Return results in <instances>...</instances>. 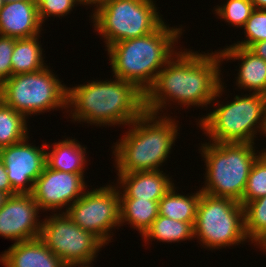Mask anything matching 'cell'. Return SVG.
<instances>
[{
  "label": "cell",
  "mask_w": 266,
  "mask_h": 267,
  "mask_svg": "<svg viewBox=\"0 0 266 267\" xmlns=\"http://www.w3.org/2000/svg\"><path fill=\"white\" fill-rule=\"evenodd\" d=\"M180 50L159 71L144 94L146 112L161 115L163 108L167 110L166 106H171V101L186 108L208 107L225 91L220 76L223 61L218 50L214 53L193 52L187 48L183 51L182 47Z\"/></svg>",
  "instance_id": "6da1fadb"
},
{
  "label": "cell",
  "mask_w": 266,
  "mask_h": 267,
  "mask_svg": "<svg viewBox=\"0 0 266 267\" xmlns=\"http://www.w3.org/2000/svg\"><path fill=\"white\" fill-rule=\"evenodd\" d=\"M73 122L108 127L129 125L144 112V93L115 77L68 87L67 113ZM71 114V115H70Z\"/></svg>",
  "instance_id": "7a4b0ae2"
},
{
  "label": "cell",
  "mask_w": 266,
  "mask_h": 267,
  "mask_svg": "<svg viewBox=\"0 0 266 267\" xmlns=\"http://www.w3.org/2000/svg\"><path fill=\"white\" fill-rule=\"evenodd\" d=\"M169 26L164 21L146 36L119 41L107 47L113 78L131 82L145 94L159 71L177 53L175 48L178 46L175 45L182 36V27Z\"/></svg>",
  "instance_id": "3957f363"
},
{
  "label": "cell",
  "mask_w": 266,
  "mask_h": 267,
  "mask_svg": "<svg viewBox=\"0 0 266 267\" xmlns=\"http://www.w3.org/2000/svg\"><path fill=\"white\" fill-rule=\"evenodd\" d=\"M164 114L158 116L145 111L112 145L117 174L160 170L175 145L180 129L179 121Z\"/></svg>",
  "instance_id": "277c9868"
},
{
  "label": "cell",
  "mask_w": 266,
  "mask_h": 267,
  "mask_svg": "<svg viewBox=\"0 0 266 267\" xmlns=\"http://www.w3.org/2000/svg\"><path fill=\"white\" fill-rule=\"evenodd\" d=\"M200 146L205 161V181L201 192L241 202L250 170L265 151L255 150L251 143H212Z\"/></svg>",
  "instance_id": "5b68a950"
},
{
  "label": "cell",
  "mask_w": 266,
  "mask_h": 267,
  "mask_svg": "<svg viewBox=\"0 0 266 267\" xmlns=\"http://www.w3.org/2000/svg\"><path fill=\"white\" fill-rule=\"evenodd\" d=\"M218 105L205 117H200L198 127L212 143H254L257 132L263 135L266 116V95L249 93L236 95L226 104Z\"/></svg>",
  "instance_id": "8992f818"
},
{
  "label": "cell",
  "mask_w": 266,
  "mask_h": 267,
  "mask_svg": "<svg viewBox=\"0 0 266 267\" xmlns=\"http://www.w3.org/2000/svg\"><path fill=\"white\" fill-rule=\"evenodd\" d=\"M155 4L154 0H100L90 18L109 47L154 32L164 22Z\"/></svg>",
  "instance_id": "52a82bcc"
},
{
  "label": "cell",
  "mask_w": 266,
  "mask_h": 267,
  "mask_svg": "<svg viewBox=\"0 0 266 267\" xmlns=\"http://www.w3.org/2000/svg\"><path fill=\"white\" fill-rule=\"evenodd\" d=\"M49 67L11 76L0 85V99L27 118L59 108L66 111L68 86Z\"/></svg>",
  "instance_id": "ba28073f"
},
{
  "label": "cell",
  "mask_w": 266,
  "mask_h": 267,
  "mask_svg": "<svg viewBox=\"0 0 266 267\" xmlns=\"http://www.w3.org/2000/svg\"><path fill=\"white\" fill-rule=\"evenodd\" d=\"M194 237L208 250L250 242L245 234L244 209L230 198L215 197L200 190Z\"/></svg>",
  "instance_id": "9c48e42d"
},
{
  "label": "cell",
  "mask_w": 266,
  "mask_h": 267,
  "mask_svg": "<svg viewBox=\"0 0 266 267\" xmlns=\"http://www.w3.org/2000/svg\"><path fill=\"white\" fill-rule=\"evenodd\" d=\"M51 214L42 219L40 238L46 246L66 265L94 261L105 245L76 225L65 211Z\"/></svg>",
  "instance_id": "30bf717a"
},
{
  "label": "cell",
  "mask_w": 266,
  "mask_h": 267,
  "mask_svg": "<svg viewBox=\"0 0 266 267\" xmlns=\"http://www.w3.org/2000/svg\"><path fill=\"white\" fill-rule=\"evenodd\" d=\"M92 189L85 191L65 213L76 225L107 245L112 240V229L120 227L119 189L110 183Z\"/></svg>",
  "instance_id": "8fae6325"
},
{
  "label": "cell",
  "mask_w": 266,
  "mask_h": 267,
  "mask_svg": "<svg viewBox=\"0 0 266 267\" xmlns=\"http://www.w3.org/2000/svg\"><path fill=\"white\" fill-rule=\"evenodd\" d=\"M84 174L53 170L45 165L41 175L35 180L32 197L42 211H65L86 191ZM57 210V211H56Z\"/></svg>",
  "instance_id": "7c38bea8"
},
{
  "label": "cell",
  "mask_w": 266,
  "mask_h": 267,
  "mask_svg": "<svg viewBox=\"0 0 266 267\" xmlns=\"http://www.w3.org/2000/svg\"><path fill=\"white\" fill-rule=\"evenodd\" d=\"M28 139L0 149L9 182L17 194L32 192L35 180L46 165V151L52 147L46 142L36 147Z\"/></svg>",
  "instance_id": "4fadbf2b"
},
{
  "label": "cell",
  "mask_w": 266,
  "mask_h": 267,
  "mask_svg": "<svg viewBox=\"0 0 266 267\" xmlns=\"http://www.w3.org/2000/svg\"><path fill=\"white\" fill-rule=\"evenodd\" d=\"M41 211L31 193L9 196L0 209V236L14 243L40 237Z\"/></svg>",
  "instance_id": "5bb4252c"
},
{
  "label": "cell",
  "mask_w": 266,
  "mask_h": 267,
  "mask_svg": "<svg viewBox=\"0 0 266 267\" xmlns=\"http://www.w3.org/2000/svg\"><path fill=\"white\" fill-rule=\"evenodd\" d=\"M119 198H139L159 201L173 186L174 182L161 170L139 171L117 174ZM122 188V190H121Z\"/></svg>",
  "instance_id": "9a60e30c"
},
{
  "label": "cell",
  "mask_w": 266,
  "mask_h": 267,
  "mask_svg": "<svg viewBox=\"0 0 266 267\" xmlns=\"http://www.w3.org/2000/svg\"><path fill=\"white\" fill-rule=\"evenodd\" d=\"M42 23L32 0L4 3L0 9V35L15 39L41 34Z\"/></svg>",
  "instance_id": "2e32d148"
},
{
  "label": "cell",
  "mask_w": 266,
  "mask_h": 267,
  "mask_svg": "<svg viewBox=\"0 0 266 267\" xmlns=\"http://www.w3.org/2000/svg\"><path fill=\"white\" fill-rule=\"evenodd\" d=\"M222 61L240 60L236 86L251 93L266 95V61L252 53L248 48L229 45L220 49Z\"/></svg>",
  "instance_id": "e0dca14e"
},
{
  "label": "cell",
  "mask_w": 266,
  "mask_h": 267,
  "mask_svg": "<svg viewBox=\"0 0 266 267\" xmlns=\"http://www.w3.org/2000/svg\"><path fill=\"white\" fill-rule=\"evenodd\" d=\"M4 267H65L66 264L57 257L38 237L13 243L8 250L0 254Z\"/></svg>",
  "instance_id": "ac0fdd59"
},
{
  "label": "cell",
  "mask_w": 266,
  "mask_h": 267,
  "mask_svg": "<svg viewBox=\"0 0 266 267\" xmlns=\"http://www.w3.org/2000/svg\"><path fill=\"white\" fill-rule=\"evenodd\" d=\"M51 151H46V165L68 173L84 174L87 165L86 147L76 139H64L52 144Z\"/></svg>",
  "instance_id": "d6986e66"
},
{
  "label": "cell",
  "mask_w": 266,
  "mask_h": 267,
  "mask_svg": "<svg viewBox=\"0 0 266 267\" xmlns=\"http://www.w3.org/2000/svg\"><path fill=\"white\" fill-rule=\"evenodd\" d=\"M159 201L139 198H119L120 226L130 224L140 236L151 226L159 215Z\"/></svg>",
  "instance_id": "ffe728a7"
},
{
  "label": "cell",
  "mask_w": 266,
  "mask_h": 267,
  "mask_svg": "<svg viewBox=\"0 0 266 267\" xmlns=\"http://www.w3.org/2000/svg\"><path fill=\"white\" fill-rule=\"evenodd\" d=\"M40 34L29 37L16 39L14 50L11 56L12 76L35 72L48 66L43 55L42 45L39 41ZM44 56V58H43Z\"/></svg>",
  "instance_id": "44dd1931"
},
{
  "label": "cell",
  "mask_w": 266,
  "mask_h": 267,
  "mask_svg": "<svg viewBox=\"0 0 266 267\" xmlns=\"http://www.w3.org/2000/svg\"><path fill=\"white\" fill-rule=\"evenodd\" d=\"M174 185L159 200V215L166 216L173 220L189 222L194 226L197 212V205L200 199V188L196 193L182 195L176 192Z\"/></svg>",
  "instance_id": "7402d4cb"
},
{
  "label": "cell",
  "mask_w": 266,
  "mask_h": 267,
  "mask_svg": "<svg viewBox=\"0 0 266 267\" xmlns=\"http://www.w3.org/2000/svg\"><path fill=\"white\" fill-rule=\"evenodd\" d=\"M141 237L144 239L143 242L145 241V244L152 240L162 243L189 241L195 238L194 226L189 222L173 220L166 216L158 215Z\"/></svg>",
  "instance_id": "603a6c76"
},
{
  "label": "cell",
  "mask_w": 266,
  "mask_h": 267,
  "mask_svg": "<svg viewBox=\"0 0 266 267\" xmlns=\"http://www.w3.org/2000/svg\"><path fill=\"white\" fill-rule=\"evenodd\" d=\"M28 118L0 99V149L29 137Z\"/></svg>",
  "instance_id": "cb8c5ba5"
},
{
  "label": "cell",
  "mask_w": 266,
  "mask_h": 267,
  "mask_svg": "<svg viewBox=\"0 0 266 267\" xmlns=\"http://www.w3.org/2000/svg\"><path fill=\"white\" fill-rule=\"evenodd\" d=\"M246 237L260 249L266 244V196L243 205Z\"/></svg>",
  "instance_id": "d4e9b609"
},
{
  "label": "cell",
  "mask_w": 266,
  "mask_h": 267,
  "mask_svg": "<svg viewBox=\"0 0 266 267\" xmlns=\"http://www.w3.org/2000/svg\"><path fill=\"white\" fill-rule=\"evenodd\" d=\"M254 10L250 0H226L220 6L216 5L214 14L229 25L242 29Z\"/></svg>",
  "instance_id": "484cf974"
},
{
  "label": "cell",
  "mask_w": 266,
  "mask_h": 267,
  "mask_svg": "<svg viewBox=\"0 0 266 267\" xmlns=\"http://www.w3.org/2000/svg\"><path fill=\"white\" fill-rule=\"evenodd\" d=\"M266 196V149L254 162L247 180L242 206L249 201Z\"/></svg>",
  "instance_id": "4316f807"
},
{
  "label": "cell",
  "mask_w": 266,
  "mask_h": 267,
  "mask_svg": "<svg viewBox=\"0 0 266 267\" xmlns=\"http://www.w3.org/2000/svg\"><path fill=\"white\" fill-rule=\"evenodd\" d=\"M243 29L246 39L237 41L233 46L249 48L256 42L266 41V9H255Z\"/></svg>",
  "instance_id": "83f0119b"
},
{
  "label": "cell",
  "mask_w": 266,
  "mask_h": 267,
  "mask_svg": "<svg viewBox=\"0 0 266 267\" xmlns=\"http://www.w3.org/2000/svg\"><path fill=\"white\" fill-rule=\"evenodd\" d=\"M79 4L85 5L82 0H46L38 7L40 22L43 25L48 17H64L73 11L74 6L76 7Z\"/></svg>",
  "instance_id": "f1b7e54d"
},
{
  "label": "cell",
  "mask_w": 266,
  "mask_h": 267,
  "mask_svg": "<svg viewBox=\"0 0 266 267\" xmlns=\"http://www.w3.org/2000/svg\"><path fill=\"white\" fill-rule=\"evenodd\" d=\"M15 38L0 35V85L12 76L11 56Z\"/></svg>",
  "instance_id": "f546056e"
},
{
  "label": "cell",
  "mask_w": 266,
  "mask_h": 267,
  "mask_svg": "<svg viewBox=\"0 0 266 267\" xmlns=\"http://www.w3.org/2000/svg\"><path fill=\"white\" fill-rule=\"evenodd\" d=\"M0 191L6 193L8 196L17 194L13 189L8 179V174L5 165L0 158Z\"/></svg>",
  "instance_id": "4dcf8cb0"
},
{
  "label": "cell",
  "mask_w": 266,
  "mask_h": 267,
  "mask_svg": "<svg viewBox=\"0 0 266 267\" xmlns=\"http://www.w3.org/2000/svg\"><path fill=\"white\" fill-rule=\"evenodd\" d=\"M248 49L256 56L266 61V41L256 42L252 44Z\"/></svg>",
  "instance_id": "1f68e13d"
},
{
  "label": "cell",
  "mask_w": 266,
  "mask_h": 267,
  "mask_svg": "<svg viewBox=\"0 0 266 267\" xmlns=\"http://www.w3.org/2000/svg\"><path fill=\"white\" fill-rule=\"evenodd\" d=\"M255 9H266V0H250Z\"/></svg>",
  "instance_id": "d6a6232c"
},
{
  "label": "cell",
  "mask_w": 266,
  "mask_h": 267,
  "mask_svg": "<svg viewBox=\"0 0 266 267\" xmlns=\"http://www.w3.org/2000/svg\"><path fill=\"white\" fill-rule=\"evenodd\" d=\"M93 261L91 262H82V263H73V264H68L65 267H91V264Z\"/></svg>",
  "instance_id": "836d02e7"
},
{
  "label": "cell",
  "mask_w": 266,
  "mask_h": 267,
  "mask_svg": "<svg viewBox=\"0 0 266 267\" xmlns=\"http://www.w3.org/2000/svg\"><path fill=\"white\" fill-rule=\"evenodd\" d=\"M8 197L9 196L6 193L0 191V209L3 207L5 201Z\"/></svg>",
  "instance_id": "e575fe53"
},
{
  "label": "cell",
  "mask_w": 266,
  "mask_h": 267,
  "mask_svg": "<svg viewBox=\"0 0 266 267\" xmlns=\"http://www.w3.org/2000/svg\"><path fill=\"white\" fill-rule=\"evenodd\" d=\"M85 3V6H93L96 2L100 1V0H82Z\"/></svg>",
  "instance_id": "d590c367"
},
{
  "label": "cell",
  "mask_w": 266,
  "mask_h": 267,
  "mask_svg": "<svg viewBox=\"0 0 266 267\" xmlns=\"http://www.w3.org/2000/svg\"><path fill=\"white\" fill-rule=\"evenodd\" d=\"M35 4H36V6H37V8L43 3V2H45L46 0H32Z\"/></svg>",
  "instance_id": "8d00e7d4"
},
{
  "label": "cell",
  "mask_w": 266,
  "mask_h": 267,
  "mask_svg": "<svg viewBox=\"0 0 266 267\" xmlns=\"http://www.w3.org/2000/svg\"><path fill=\"white\" fill-rule=\"evenodd\" d=\"M17 1H26V0H3L4 3L17 2Z\"/></svg>",
  "instance_id": "74e56055"
},
{
  "label": "cell",
  "mask_w": 266,
  "mask_h": 267,
  "mask_svg": "<svg viewBox=\"0 0 266 267\" xmlns=\"http://www.w3.org/2000/svg\"><path fill=\"white\" fill-rule=\"evenodd\" d=\"M263 135H264L265 138H266V116H265V127H264V131H263Z\"/></svg>",
  "instance_id": "f35d334b"
},
{
  "label": "cell",
  "mask_w": 266,
  "mask_h": 267,
  "mask_svg": "<svg viewBox=\"0 0 266 267\" xmlns=\"http://www.w3.org/2000/svg\"><path fill=\"white\" fill-rule=\"evenodd\" d=\"M263 250V253L265 252V254H266V244L260 249V251H262Z\"/></svg>",
  "instance_id": "ab89813d"
},
{
  "label": "cell",
  "mask_w": 266,
  "mask_h": 267,
  "mask_svg": "<svg viewBox=\"0 0 266 267\" xmlns=\"http://www.w3.org/2000/svg\"><path fill=\"white\" fill-rule=\"evenodd\" d=\"M3 4H4L3 0H0V9L3 7Z\"/></svg>",
  "instance_id": "60d3db41"
}]
</instances>
